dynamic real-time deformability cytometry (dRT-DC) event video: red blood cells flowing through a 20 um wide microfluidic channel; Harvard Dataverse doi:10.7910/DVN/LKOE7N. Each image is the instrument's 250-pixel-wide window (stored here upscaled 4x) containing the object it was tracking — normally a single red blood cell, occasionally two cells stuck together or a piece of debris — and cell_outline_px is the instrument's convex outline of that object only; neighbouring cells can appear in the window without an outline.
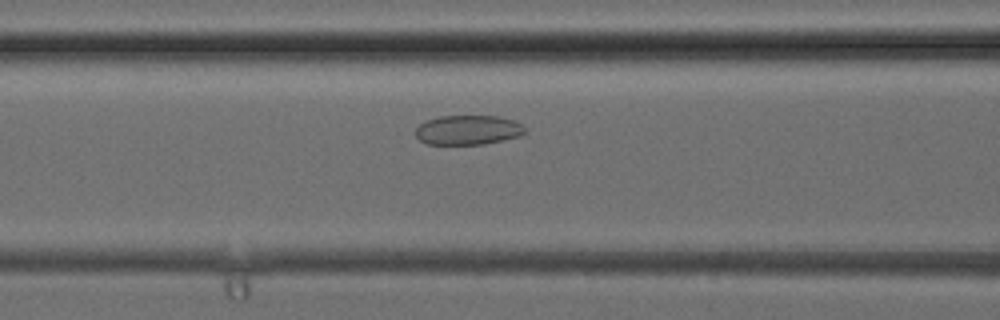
{"species": "common noctule bat (a hibernating species)", "species_latin": "Nyctalus noctula", "temperature_condition": "cold", "stored_images_in_passage": 29, "camera_frame_rate_fps": 3000, "um_per_image_px": 0.085, "animal": {"sex": "female", "body_mass_g": 24.6, "forearm_length_mm": 56.2}, "frame": {"image": 1, "passage_image": 6, "time_ms": 1.667, "image_size_px": [1000, 320], "cell_outline_px": [[524, 132], [516, 136], [484, 144], [428, 144], [420, 140], [416, 136], [416, 128], [420, 124], [428, 120], [440, 116], [500, 116], [516, 120], [524, 124]], "centroid_in_image_um": [39.78, 11.03], "position_along_channel_um": 126.8, "area_um2": 18.67}}
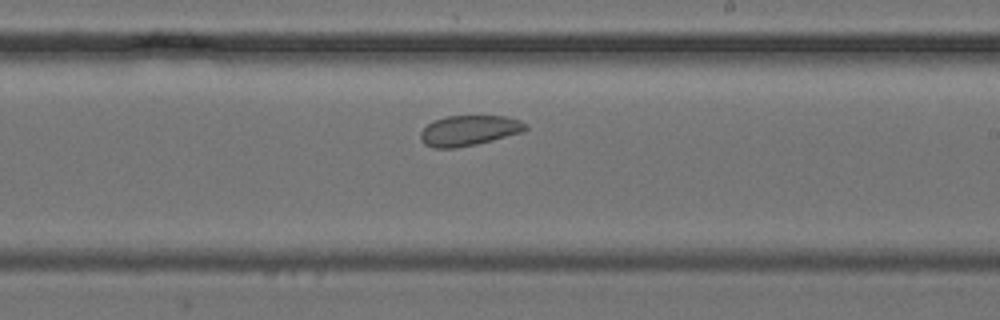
{"frame": {"image": 2, "passage_image": 13, "time_ms": 4.0, "image_size_px": [1000, 320], "cell_outline_px": [[528, 128], [520, 132], [492, 140], [476, 144], [456, 148], [432, 148], [424, 144], [420, 140], [420, 132], [428, 124], [444, 116], [504, 116], [520, 120], [528, 124]], "centroid_in_image_um": [39.84, 11.09], "position_along_channel_um": 249.2, "area_um2": 18.5}}
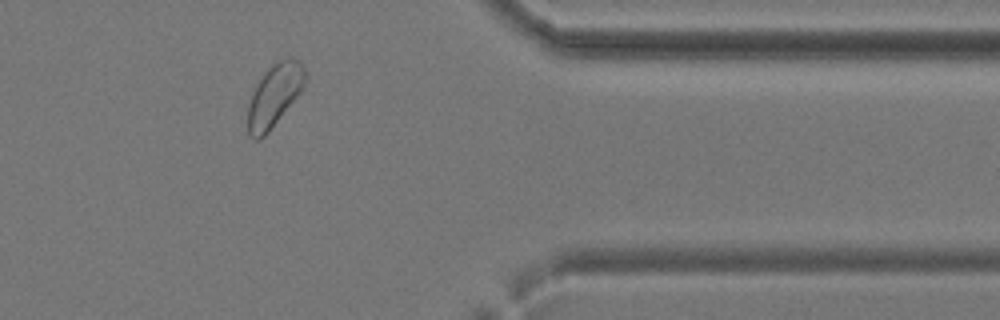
{"frame": {"image": 3, "passage_image": 22, "time_ms": 7.0, "image_size_px": [1000, 320], "cell_outline_px": [[308, 80], [304, 88], [268, 132], [264, 136], [256, 140], [248, 136], [248, 104], [252, 92], [256, 84], [264, 72], [276, 60], [288, 56], [292, 56], [300, 60], [308, 76]], "centroid_in_image_um": [23.36, 8.04], "position_along_channel_um": 388.0, "area_um2": 21.33}}